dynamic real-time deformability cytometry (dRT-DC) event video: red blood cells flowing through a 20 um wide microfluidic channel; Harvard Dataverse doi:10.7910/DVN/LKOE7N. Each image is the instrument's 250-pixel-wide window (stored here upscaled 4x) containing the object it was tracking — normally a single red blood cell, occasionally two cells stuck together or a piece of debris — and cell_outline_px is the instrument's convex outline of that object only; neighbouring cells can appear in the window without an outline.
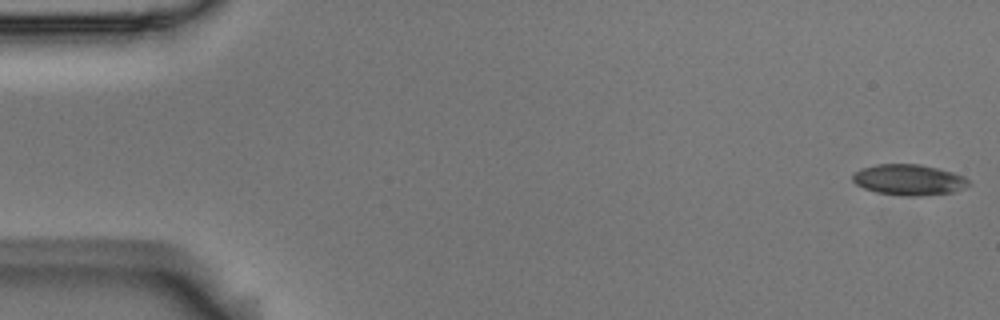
{"species": "Egyptian fruit bat (a non-hibernating species)", "species_latin": "Rousettus aegyptiacus", "temperature_condition": "room temperature", "stored_images_in_passage": 8, "camera_frame_rate_fps": 3000, "um_per_image_px": 0.085, "animal": {"sex": "male"}, "frame": {"image": 1, "passage_image": 1, "time_ms": 0.0, "image_size_px": [1000, 320], "cell_outline_px": [[972, 184], [964, 188], [952, 192], [920, 196], [908, 196], [876, 192], [864, 188], [856, 184], [852, 180], [852, 172], [860, 168], [876, 164], [920, 164], [952, 172], [964, 176]], "centroid_in_image_um": [77.23, 15.27], "position_along_channel_um": 7.8, "area_um2": 20.92}}
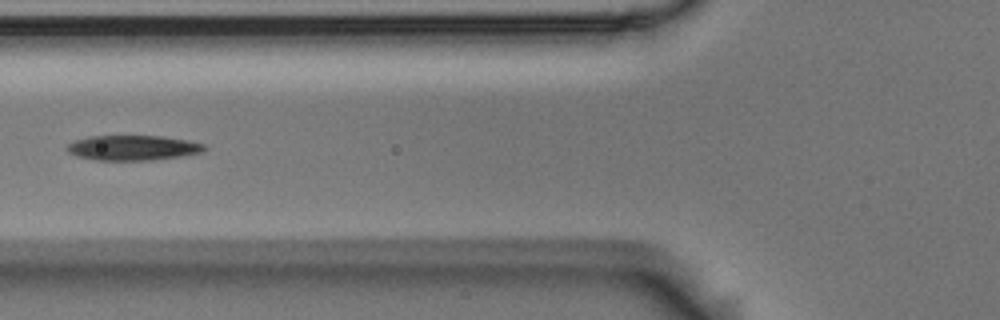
{"frame": {"image": 2, "passage_image": 6, "time_ms": 1.667, "image_size_px": [1000, 320], "cell_outline_px": [[208, 148], [204, 152], [180, 156], [152, 160], [96, 160], [76, 156], [68, 152], [64, 148], [68, 144], [76, 140], [88, 136], [160, 136], [188, 140], [204, 144]], "centroid_in_image_um": [11.29, 12.56], "position_along_channel_um": 114.5, "area_um2": 20.11}}
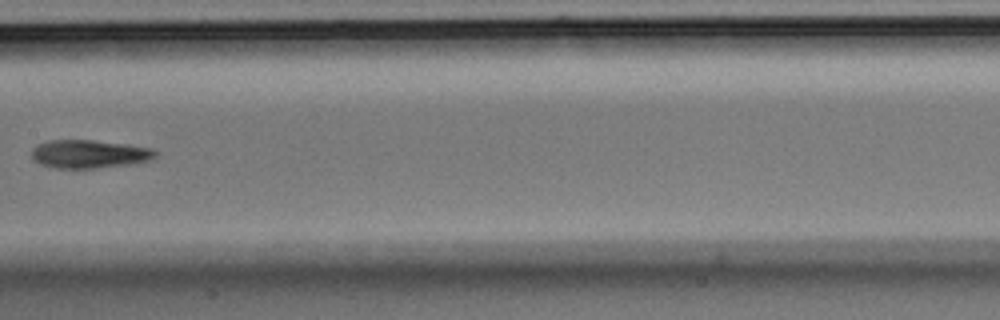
{"frame": {"image": 3, "passage_image": 8, "time_ms": 2.333, "image_size_px": [1000, 320], "cell_outline_px": [[156, 156], [148, 160], [132, 164], [96, 168], [56, 168], [40, 164], [32, 160], [32, 148], [36, 144], [48, 140], [92, 140], [124, 144], [152, 148], [156, 152]], "centroid_in_image_um": [7.53, 13.09], "position_along_channel_um": 199.9, "area_um2": 20.4}}